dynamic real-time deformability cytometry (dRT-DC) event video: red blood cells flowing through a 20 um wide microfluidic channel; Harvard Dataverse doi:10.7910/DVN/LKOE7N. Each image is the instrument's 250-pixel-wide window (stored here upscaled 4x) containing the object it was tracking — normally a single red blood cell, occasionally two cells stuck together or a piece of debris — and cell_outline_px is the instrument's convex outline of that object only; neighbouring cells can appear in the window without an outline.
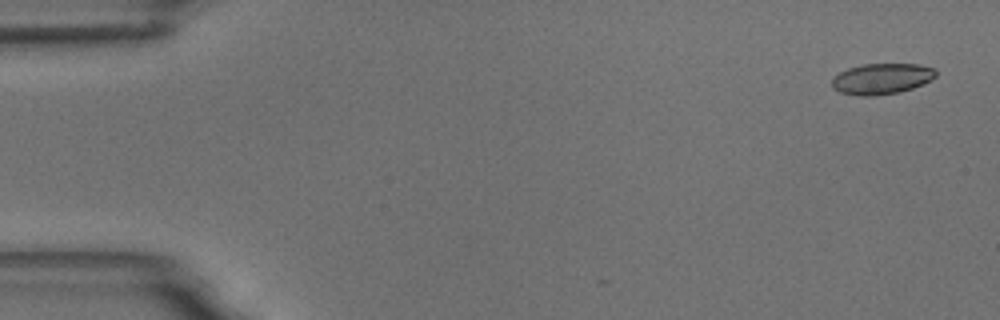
{"species": "common noctule bat (a hibernating species)", "species_latin": "Nyctalus noctula", "temperature_condition": "room temperature", "stored_images_in_passage": 11, "camera_frame_rate_fps": 3000, "um_per_image_px": 0.085, "animal": {"sex": "male", "body_mass_g": 18.8}, "frame": {"image": 1, "passage_image": 1, "time_ms": 0.0, "image_size_px": [1000, 320], "cell_outline_px": [[936, 76], [912, 88], [900, 92], [876, 96], [860, 96], [840, 92], [832, 88], [832, 80], [840, 72], [848, 68], [864, 64], [920, 64], [936, 68]], "centroid_in_image_um": [74.94, 6.69], "position_along_channel_um": 10.1, "area_um2": 18.61}}